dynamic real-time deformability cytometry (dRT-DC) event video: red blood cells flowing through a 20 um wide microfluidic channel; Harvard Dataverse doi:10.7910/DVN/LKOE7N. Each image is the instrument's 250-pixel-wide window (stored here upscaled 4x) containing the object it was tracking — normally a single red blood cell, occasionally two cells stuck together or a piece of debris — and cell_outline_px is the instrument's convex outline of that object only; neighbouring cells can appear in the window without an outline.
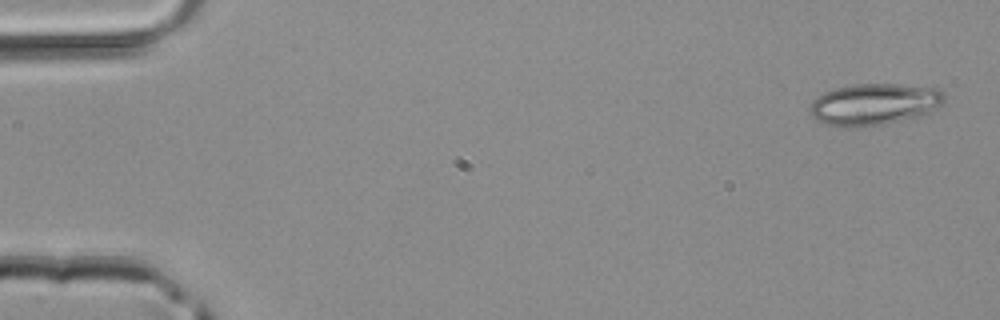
{"species": "common noctule bat (a hibernating species)", "species_latin": "Nyctalus noctula", "temperature_condition": "room temperature", "stored_images_in_passage": 4, "segment_of_instrument_passage": [2, 2], "camera_frame_rate_fps": 3000, "um_per_image_px": 0.085, "animal": {"sex": "male", "body_mass_g": 20.4}, "frame": {"image": 1, "passage_image": 4, "time_ms": 1.0, "image_size_px": [1000, 320], "cell_outline_px": [[948, 96], [932, 112], [920, 116], [884, 124], [856, 128], [844, 128], [828, 124], [816, 120], [808, 112], [812, 100], [816, 96], [824, 92], [836, 88], [856, 84], [900, 84], [940, 88]], "centroid_in_image_um": [74.32, 8.86], "position_along_channel_um": 10.7, "area_um2": 33.12}}